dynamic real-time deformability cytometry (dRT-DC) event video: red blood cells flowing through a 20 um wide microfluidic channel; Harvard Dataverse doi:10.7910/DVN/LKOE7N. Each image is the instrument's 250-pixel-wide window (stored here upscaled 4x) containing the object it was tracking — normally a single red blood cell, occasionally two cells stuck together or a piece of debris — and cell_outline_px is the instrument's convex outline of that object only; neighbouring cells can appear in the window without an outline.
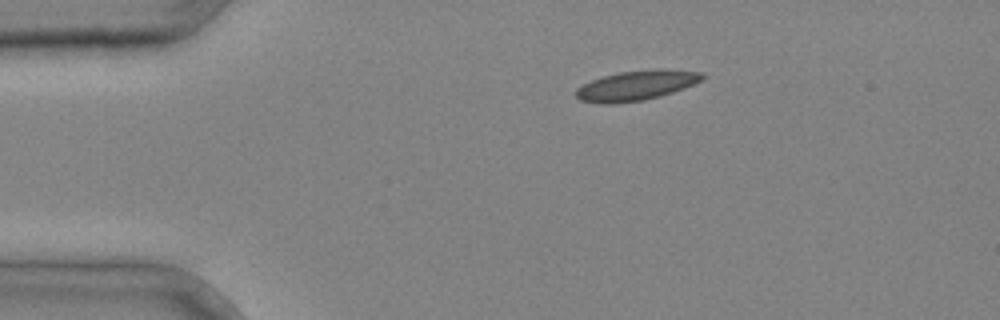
{"species": "common noctule bat (a hibernating species)", "species_latin": "Nyctalus noctula", "temperature_condition": "cold", "stored_images_in_passage": 5, "camera_frame_rate_fps": 3000, "um_per_image_px": 0.085, "animal": {"sex": "male", "body_mass_g": 20.4}, "frame": {"image": 1, "passage_image": 5, "time_ms": 1.333, "image_size_px": [1000, 320], "cell_outline_px": [[708, 76], [684, 88], [660, 96], [644, 100], [612, 104], [604, 104], [580, 100], [576, 96], [576, 88], [592, 80], [604, 76], [620, 72], [656, 68], [668, 68], [704, 72]], "centroid_in_image_um": [54.14, 7.25], "position_along_channel_um": 30.9, "area_um2": 22.14}}